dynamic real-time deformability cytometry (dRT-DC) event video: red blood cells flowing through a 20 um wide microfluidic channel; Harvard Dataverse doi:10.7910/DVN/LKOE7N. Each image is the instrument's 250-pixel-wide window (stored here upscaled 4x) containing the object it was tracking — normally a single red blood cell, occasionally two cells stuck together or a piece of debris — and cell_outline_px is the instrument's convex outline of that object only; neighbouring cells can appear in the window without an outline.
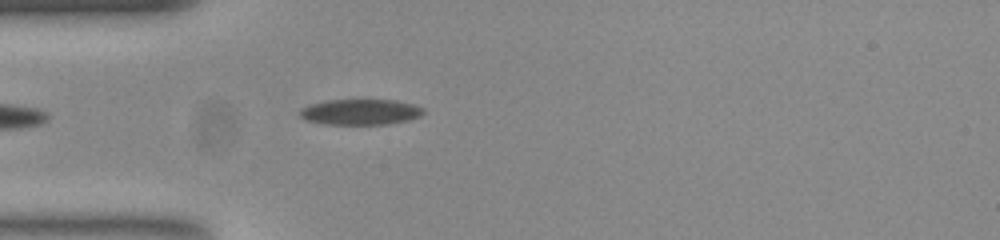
{"species": "common noctule bat (a hibernating species)", "species_latin": "Nyctalus noctula", "temperature_condition": "room temperature", "stored_images_in_passage": 38, "camera_frame_rate_fps": 3000, "um_per_image_px": 0.085, "animal": {"sex": "female", "body_mass_g": 23.0, "forearm_length_mm": 53.4}, "frame": {"image": 1, "passage_image": 5, "time_ms": 1.333, "image_size_px": [1000, 240], "cell_outline_px": [[424, 112], [420, 116], [408, 120], [384, 124], [324, 124], [308, 120], [300, 116], [300, 108], [312, 104], [328, 100], [396, 100], [412, 104], [424, 108]], "centroid_in_image_um": [30.65, 9.51], "position_along_channel_um": 54.4, "area_um2": 18.26}}
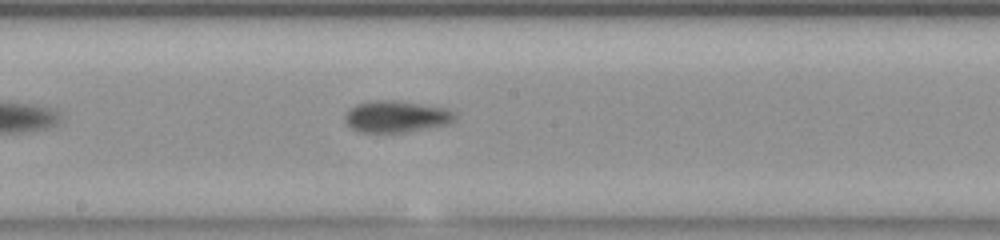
{"frame": {"image": 2, "passage_image": 18, "time_ms": 5.667, "image_size_px": [1000, 240], "cell_outline_px": [[456, 120], [448, 124], [400, 132], [360, 132], [352, 128], [344, 120], [344, 116], [356, 104], [372, 100], [392, 100], [448, 108], [456, 112]], "centroid_in_image_um": [33.71, 9.9], "position_along_channel_um": 214.5, "area_um2": 20.06}}
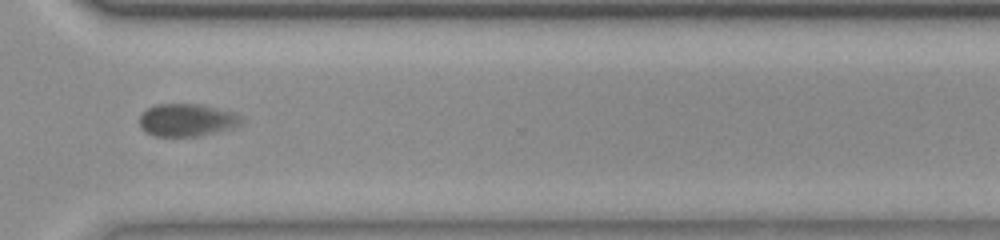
{"frame": {"image": 3, "passage_image": 29, "time_ms": 9.333, "image_size_px": [1000, 240], "cell_outline_px": [[244, 120], [240, 124], [228, 128], [196, 136], [152, 136], [144, 132], [140, 128], [140, 116], [148, 108], [156, 104], [204, 104], [232, 112], [240, 116]], "centroid_in_image_um": [15.83, 10.19], "position_along_channel_um": 354.8, "area_um2": 19.19}, "authors_computed_cell_mechanics": {"area_um2": 19.3341, "velocity_mm_per_s": 3.8166, "shape_relaxation_time_tau1_ms": 3.4829, "shape_relaxation_time_tau2_ms": 1.1349, "deformation_change_tau1": 0.1333, "deformation_change_tau2": 0.0543}}